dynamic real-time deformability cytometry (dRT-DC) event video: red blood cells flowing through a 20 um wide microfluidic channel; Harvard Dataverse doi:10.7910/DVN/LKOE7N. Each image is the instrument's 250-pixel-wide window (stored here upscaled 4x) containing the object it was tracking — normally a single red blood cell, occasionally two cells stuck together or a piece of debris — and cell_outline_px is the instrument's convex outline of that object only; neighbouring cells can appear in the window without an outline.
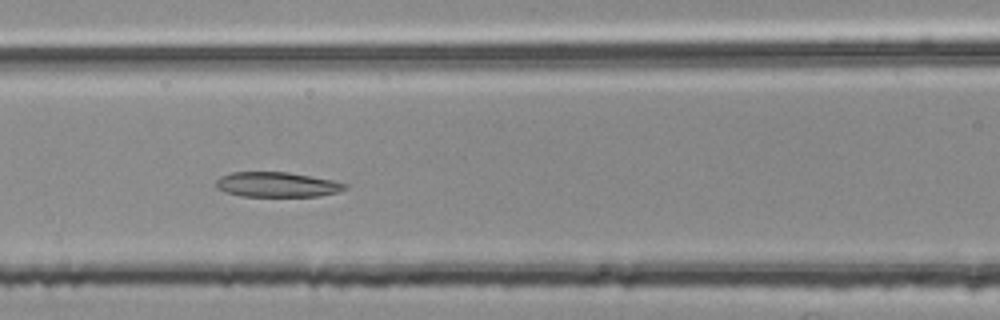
{"species": "common noctule bat (a hibernating species)", "species_latin": "Nyctalus noctula", "temperature_condition": "room temperature", "stored_images_in_passage": 51, "segment_of_instrument_passage": [2, 2], "camera_frame_rate_fps": 3000, "um_per_image_px": 0.085, "animal": {"sex": "female", "body_mass_g": 25.1}, "frame": {"image": 1, "passage_image": 23, "time_ms": 7.333, "image_size_px": [1000, 320], "cell_outline_px": [[348, 188], [336, 192], [320, 196], [240, 196], [224, 192], [216, 188], [216, 180], [220, 176], [232, 172], [288, 172], [332, 180], [348, 184]], "centroid_in_image_um": [23.52, 15.69], "position_along_channel_um": 143.1, "area_um2": 18.79}}
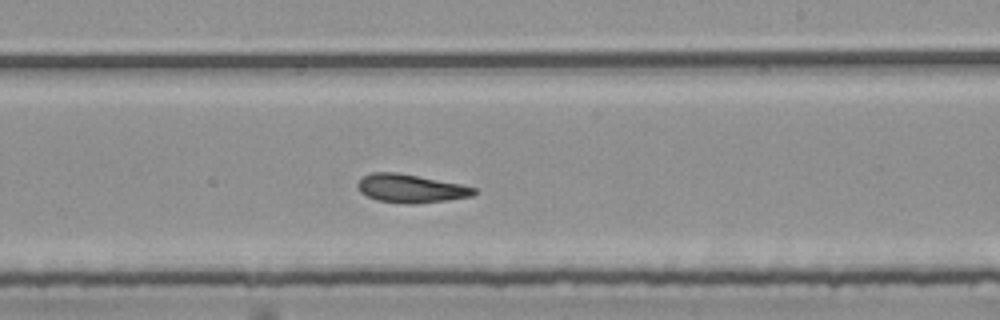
{"frame": {"image": 2, "passage_image": 32, "time_ms": 10.333, "image_size_px": [1000, 320], "cell_outline_px": [[476, 192], [472, 196], [416, 204], [404, 204], [376, 200], [360, 192], [356, 188], [356, 184], [364, 176], [372, 172], [396, 172], [460, 184], [476, 188]], "centroid_in_image_um": [34.86, 16.02], "position_along_channel_um": 254.1, "area_um2": 19.13}}
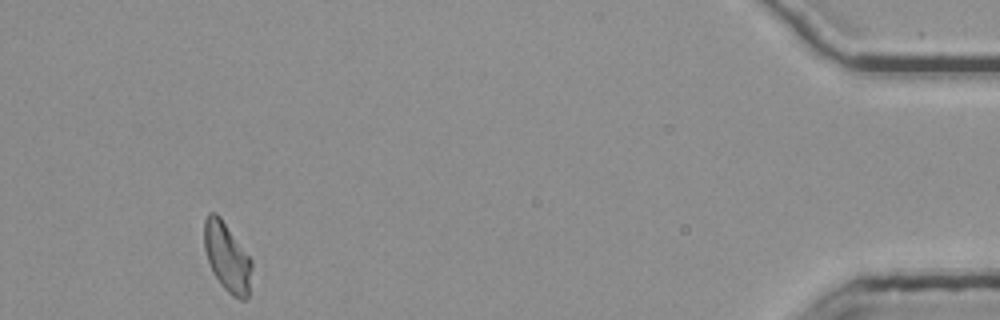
{"frame": {"image": 3, "passage_image": 51, "time_ms": 16.667, "image_size_px": [1000, 320], "cell_outline_px": [[252, 268], [248, 296], [244, 300], [240, 300], [232, 296], [220, 284], [212, 272], [204, 248], [204, 220], [208, 212], [216, 212], [220, 216], [252, 260]], "centroid_in_image_um": [19.29, 21.85], "position_along_channel_um": 415.9, "area_um2": 19.19}}